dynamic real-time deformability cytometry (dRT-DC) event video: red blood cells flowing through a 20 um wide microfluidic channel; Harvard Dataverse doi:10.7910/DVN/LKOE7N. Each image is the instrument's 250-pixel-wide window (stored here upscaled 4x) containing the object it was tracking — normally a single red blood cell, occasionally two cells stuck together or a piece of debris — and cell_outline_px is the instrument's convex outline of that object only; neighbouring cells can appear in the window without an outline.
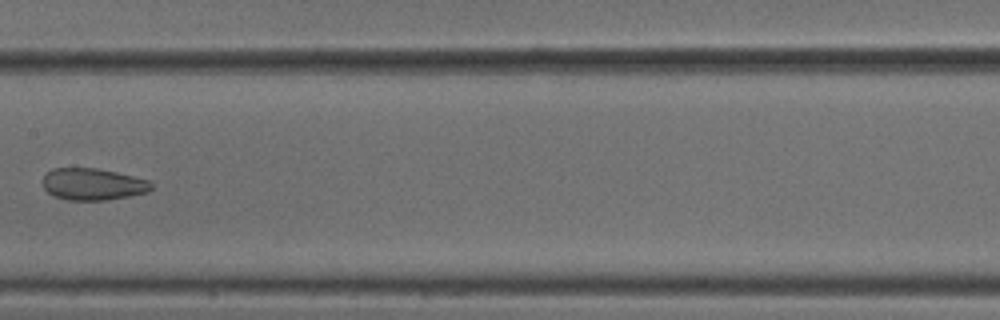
{"species": "common noctule bat (a hibernating species)", "species_latin": "Nyctalus noctula", "temperature_condition": "cold", "stored_images_in_passage": 7, "camera_frame_rate_fps": 3000, "um_per_image_px": 0.085, "animal": {"sex": "male", "body_mass_g": 18.8}, "frame": {"image": 1, "passage_image": 6, "time_ms": 1.667, "image_size_px": [1000, 320], "cell_outline_px": [[152, 188], [148, 192], [128, 196], [104, 200], [68, 200], [56, 196], [48, 192], [44, 188], [44, 176], [52, 168], [96, 168], [116, 172], [148, 180], [152, 184]], "centroid_in_image_um": [7.9, 15.65], "position_along_channel_um": 199.5, "area_um2": 19.88}}
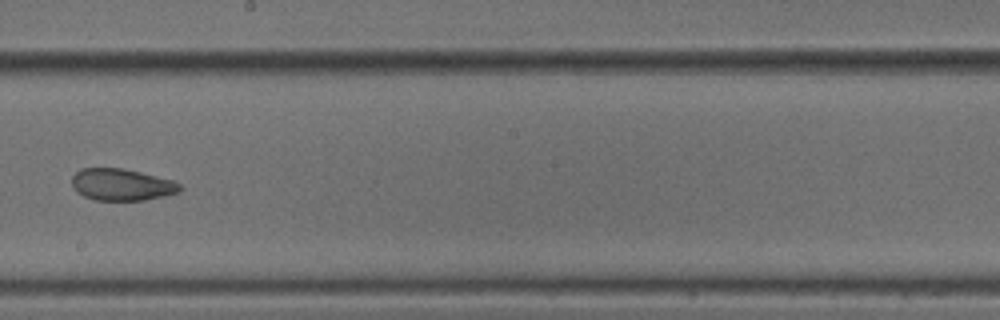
{"frame": {"image": 2, "passage_image": 7, "time_ms": 2.0, "image_size_px": [1000, 320], "cell_outline_px": [[184, 188], [180, 192], [164, 196], [144, 200], [96, 200], [84, 196], [76, 192], [72, 184], [72, 176], [80, 168], [124, 168], [172, 180], [180, 184]], "centroid_in_image_um": [10.35, 15.69], "position_along_channel_um": 237.9, "area_um2": 20.11}}